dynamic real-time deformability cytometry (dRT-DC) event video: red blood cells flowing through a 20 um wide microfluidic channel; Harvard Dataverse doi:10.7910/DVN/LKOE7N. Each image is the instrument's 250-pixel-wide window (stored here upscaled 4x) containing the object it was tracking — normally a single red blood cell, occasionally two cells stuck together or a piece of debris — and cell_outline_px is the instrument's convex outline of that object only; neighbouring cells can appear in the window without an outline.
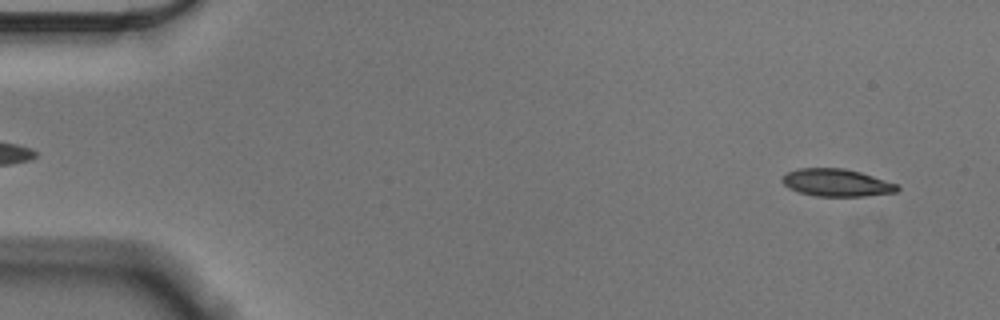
{"species": "Egyptian fruit bat (a non-hibernating species)", "species_latin": "Rousettus aegyptiacus", "temperature_condition": "cold", "stored_images_in_passage": 55, "camera_frame_rate_fps": 3000, "um_per_image_px": 0.085, "animal": {"sex": "male"}, "frame": {"image": 1, "passage_image": 3, "time_ms": 0.667, "image_size_px": [1000, 320], "cell_outline_px": [[900, 188], [896, 192], [864, 196], [816, 196], [800, 192], [788, 188], [780, 180], [788, 172], [796, 168], [844, 168], [860, 172], [896, 184]], "centroid_in_image_um": [71.08, 15.52], "position_along_channel_um": 13.9, "area_um2": 18.26}}
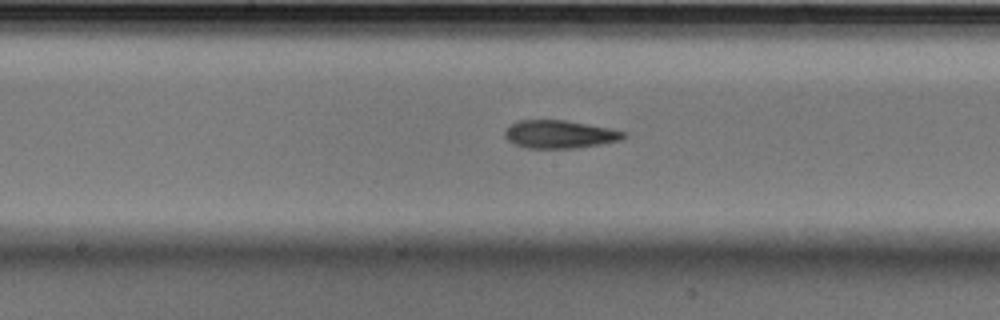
{"frame": {"image": 2, "passage_image": 28, "time_ms": 9.0, "image_size_px": [1000, 320], "cell_outline_px": [[628, 136], [620, 140], [600, 144], [576, 148], [528, 148], [512, 144], [504, 136], [504, 132], [508, 124], [520, 120], [564, 120], [608, 128], [624, 132]], "centroid_in_image_um": [47.51, 11.41], "position_along_channel_um": 200.7, "area_um2": 19.36}}
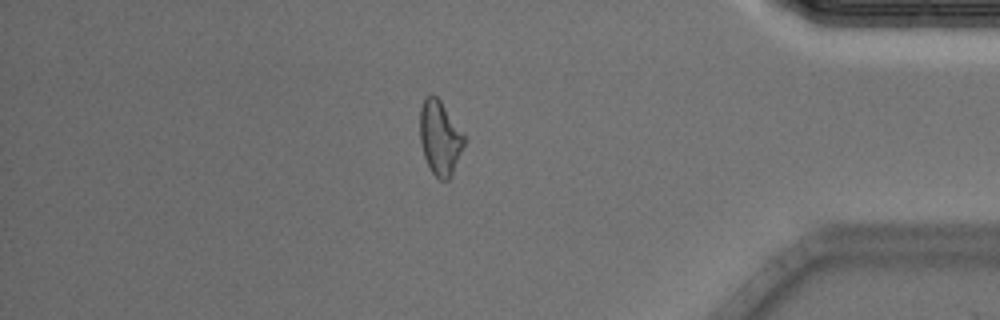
{"frame": {"image": 3, "passage_image": 47, "time_ms": 15.333, "image_size_px": [1000, 320], "cell_outline_px": [[464, 144], [452, 176], [448, 180], [440, 180], [432, 172], [424, 156], [420, 140], [420, 108], [424, 96], [432, 92], [440, 100], [464, 136]], "centroid_in_image_um": [37.36, 11.7], "position_along_channel_um": 397.8, "area_um2": 18.96}, "authors_computed_cell_mechanics": {"area_um2": 19.4786, "velocity_mm_per_s": 3.5926, "shape_relaxation_time_tau1_ms": 5.902, "shape_relaxation_time_tau2_ms": 5.4901, "deformation_change_tau1": 0.1585, "deformation_change_tau2": 0.1529}}